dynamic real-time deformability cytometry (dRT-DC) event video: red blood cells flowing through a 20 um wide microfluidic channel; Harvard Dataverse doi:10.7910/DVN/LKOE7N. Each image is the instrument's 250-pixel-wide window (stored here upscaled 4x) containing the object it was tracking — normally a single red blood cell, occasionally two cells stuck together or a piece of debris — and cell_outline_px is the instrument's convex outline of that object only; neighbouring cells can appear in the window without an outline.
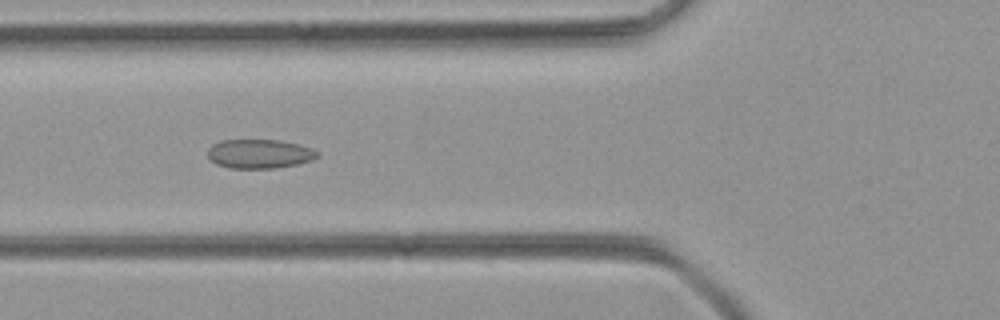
{"species": "common noctule bat (a hibernating species)", "species_latin": "Nyctalus noctula", "temperature_condition": "room temperature", "stored_images_in_passage": 35, "camera_frame_rate_fps": 3000, "um_per_image_px": 0.085, "animal": {"sex": "female", "body_mass_g": 21.9}, "frame": {"image": 1, "passage_image": 4, "time_ms": 1.0, "image_size_px": [1000, 320], "cell_outline_px": [[320, 156], [312, 160], [296, 164], [276, 168], [232, 168], [216, 164], [208, 156], [208, 148], [212, 144], [220, 140], [280, 140], [300, 144], [312, 148], [320, 152]], "centroid_in_image_um": [22.09, 13.06], "position_along_channel_um": 103.7, "area_um2": 18.73}}
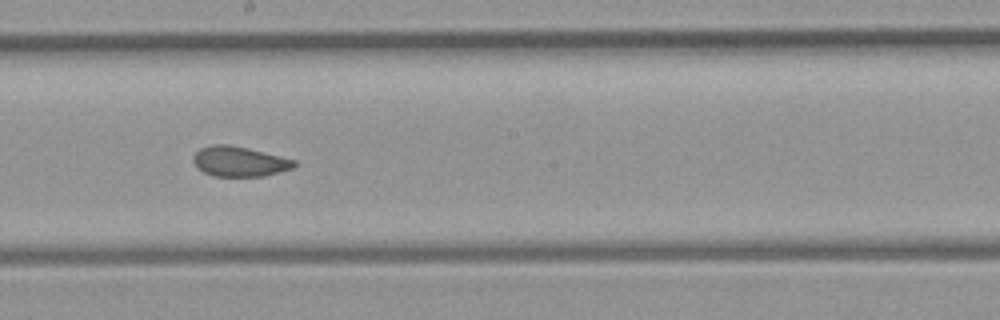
{"frame": {"image": 2, "passage_image": 13, "time_ms": 4.0, "image_size_px": [1000, 320], "cell_outline_px": [[296, 164], [292, 168], [264, 176], [212, 176], [196, 168], [192, 160], [192, 156], [200, 148], [212, 144], [228, 144], [248, 148], [296, 160]], "centroid_in_image_um": [20.3, 13.72], "position_along_channel_um": 227.9, "area_um2": 17.74}}
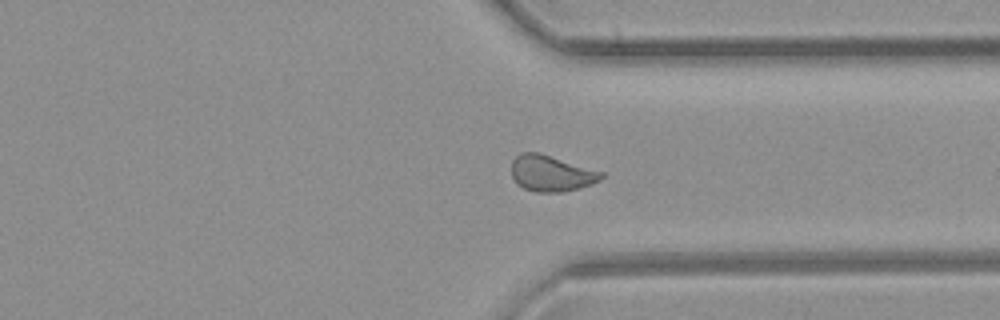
{"frame": {"image": 3, "passage_image": 23, "time_ms": 7.333, "image_size_px": [1000, 320], "cell_outline_px": [[604, 176], [600, 180], [592, 184], [580, 188], [560, 192], [536, 192], [524, 188], [516, 184], [512, 176], [512, 160], [520, 152], [540, 152], [604, 172]], "centroid_in_image_um": [46.85, 14.73], "position_along_channel_um": 364.5, "area_um2": 19.07}}